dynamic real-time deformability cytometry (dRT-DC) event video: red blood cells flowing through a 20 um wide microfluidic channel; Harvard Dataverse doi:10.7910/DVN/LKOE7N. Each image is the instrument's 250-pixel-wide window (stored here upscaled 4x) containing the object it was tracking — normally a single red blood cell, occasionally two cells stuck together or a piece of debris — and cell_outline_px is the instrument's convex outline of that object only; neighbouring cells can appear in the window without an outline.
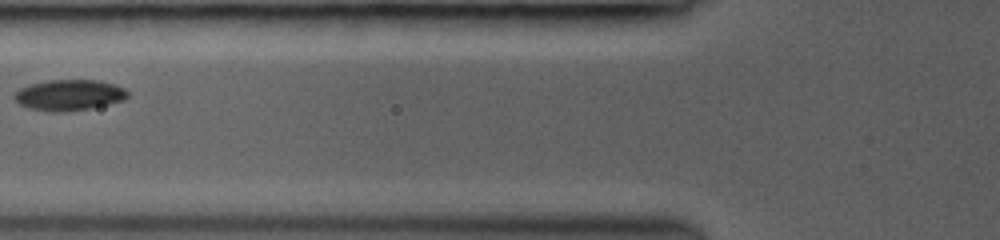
{"species": "common noctule bat (a hibernating species)", "species_latin": "Nyctalus noctula", "temperature_condition": "room temperature", "stored_images_in_passage": 7, "camera_frame_rate_fps": 3000, "um_per_image_px": 0.085, "animal": {"sex": "female", "body_mass_g": 19.0, "forearm_length_mm": 53.3}, "frame": {"image": 1, "passage_image": 5, "time_ms": 2.667, "image_size_px": [1000, 240], "cell_outline_px": [[128, 96], [124, 100], [92, 108], [64, 112], [48, 112], [28, 108], [20, 104], [12, 96], [20, 88], [32, 84], [48, 80], [96, 80], [116, 84], [124, 88], [128, 92]], "centroid_in_image_um": [5.89, 8.09], "position_along_channel_um": 119.9, "area_um2": 20.46}}